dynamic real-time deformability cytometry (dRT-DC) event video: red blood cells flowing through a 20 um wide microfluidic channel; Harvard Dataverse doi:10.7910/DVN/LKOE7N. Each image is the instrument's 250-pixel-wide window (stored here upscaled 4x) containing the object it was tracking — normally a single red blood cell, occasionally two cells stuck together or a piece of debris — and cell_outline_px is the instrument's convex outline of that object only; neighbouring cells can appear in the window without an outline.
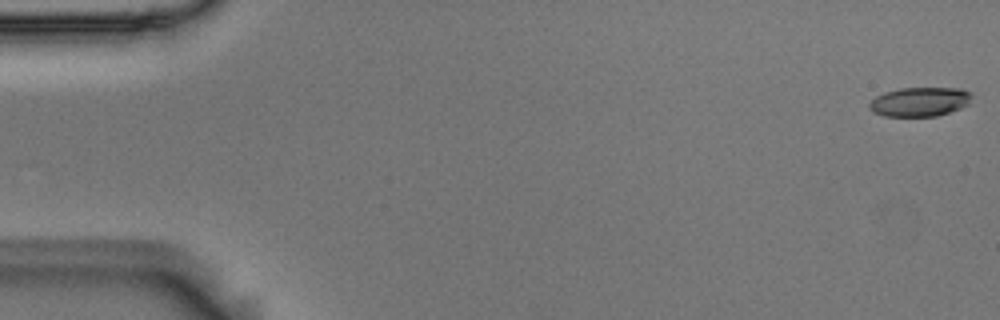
{"species": "Egyptian fruit bat (a non-hibernating species)", "species_latin": "Rousettus aegyptiacus", "temperature_condition": "room temperature", "stored_images_in_passage": 35, "camera_frame_rate_fps": 3000, "um_per_image_px": 0.085, "animal": {"sex": "male"}, "frame": {"image": 1, "passage_image": 1, "time_ms": 0.0, "image_size_px": [1000, 320], "cell_outline_px": [[972, 96], [968, 104], [960, 108], [936, 116], [884, 116], [872, 112], [868, 108], [868, 104], [876, 96], [884, 92], [900, 88], [960, 88], [972, 92]], "centroid_in_image_um": [78.16, 8.64], "position_along_channel_um": 6.8, "area_um2": 17.51}}
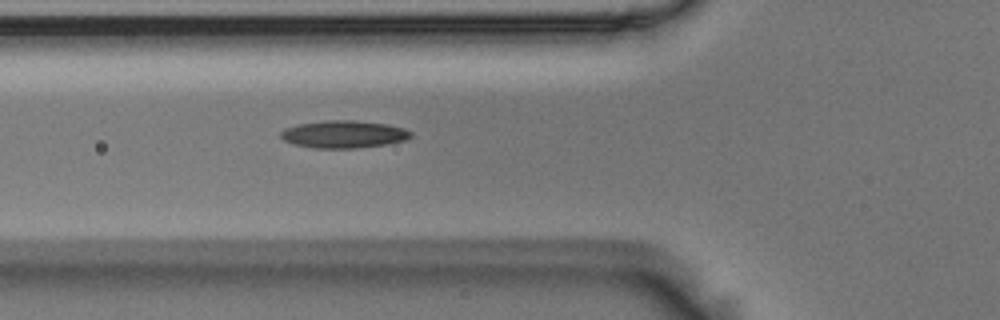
{"frame": {"image": 2, "passage_image": 20, "time_ms": 6.333, "image_size_px": [1000, 320], "cell_outline_px": [[412, 136], [408, 140], [384, 144], [356, 148], [312, 148], [292, 144], [284, 140], [280, 136], [280, 132], [284, 128], [300, 124], [324, 120], [356, 120], [388, 124], [404, 128], [412, 132]], "centroid_in_image_um": [29.22, 11.41], "position_along_channel_um": 96.6, "area_um2": 20.98}}
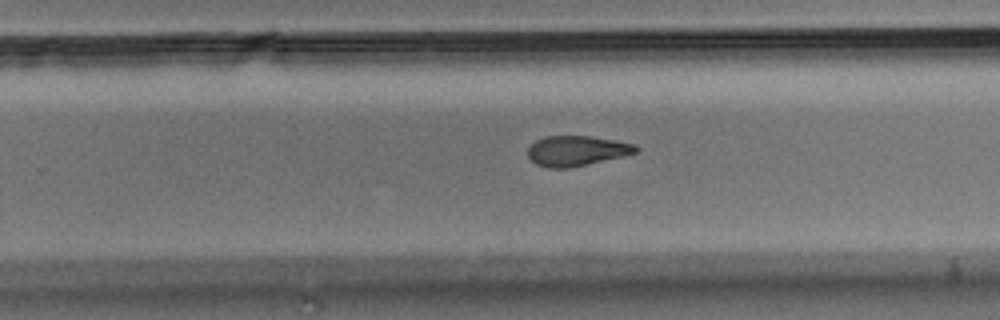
{"frame": {"image": 3, "passage_image": 35, "time_ms": 11.333, "image_size_px": [1000, 320], "cell_outline_px": [[640, 148], [636, 152], [624, 156], [568, 168], [548, 168], [536, 164], [528, 156], [528, 148], [536, 140], [544, 136], [592, 136], [636, 144]], "centroid_in_image_um": [49.02, 12.81], "position_along_channel_um": 280.8, "area_um2": 18.96}}